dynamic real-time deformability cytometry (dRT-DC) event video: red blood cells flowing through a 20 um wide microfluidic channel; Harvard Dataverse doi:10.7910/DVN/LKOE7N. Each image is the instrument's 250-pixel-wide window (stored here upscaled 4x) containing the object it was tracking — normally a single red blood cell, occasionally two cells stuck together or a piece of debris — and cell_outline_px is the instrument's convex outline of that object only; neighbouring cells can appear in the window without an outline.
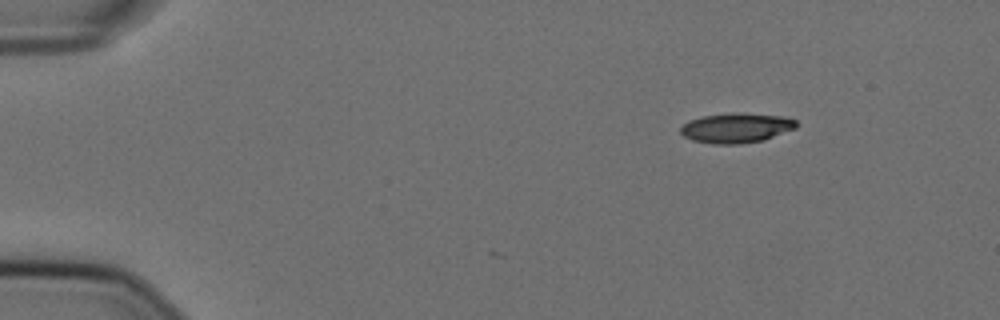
{"species": "Egyptian fruit bat (a non-hibernating species)", "species_latin": "Rousettus aegyptiacus", "temperature_condition": "cold", "stored_images_in_passage": 4, "camera_frame_rate_fps": 3000, "um_per_image_px": 0.085, "animal": {"sex": "female"}, "frame": {"image": 1, "passage_image": 1, "time_ms": 0.0, "image_size_px": [1000, 320], "cell_outline_px": [[796, 128], [764, 140], [736, 144], [712, 144], [692, 140], [684, 136], [680, 132], [680, 128], [688, 120], [704, 116], [732, 112], [736, 112], [784, 116], [796, 120]], "centroid_in_image_um": [62.57, 10.87], "position_along_channel_um": 22.4, "area_um2": 20.17}}